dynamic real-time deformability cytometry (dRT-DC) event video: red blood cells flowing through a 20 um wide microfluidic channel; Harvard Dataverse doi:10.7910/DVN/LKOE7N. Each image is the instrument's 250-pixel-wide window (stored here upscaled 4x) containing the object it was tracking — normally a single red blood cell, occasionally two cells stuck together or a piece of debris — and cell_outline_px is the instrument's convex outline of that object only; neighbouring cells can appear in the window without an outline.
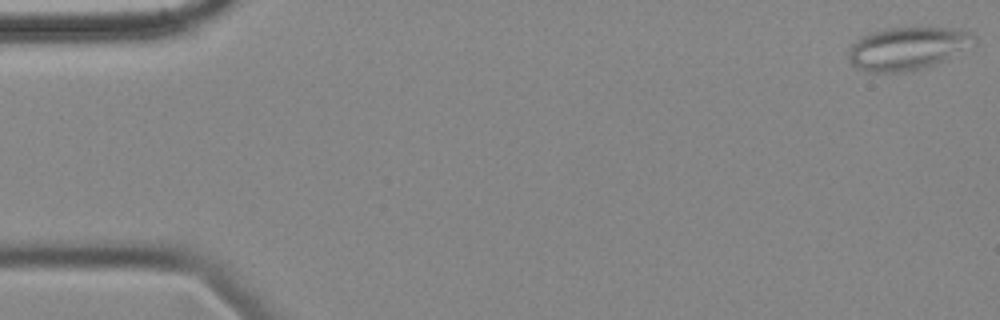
{"species": "common noctule bat (a hibernating species)", "species_latin": "Nyctalus noctula", "temperature_condition": "cold", "stored_images_in_passage": 56, "camera_frame_rate_fps": 3000, "um_per_image_px": 0.085, "animal": {"sex": "female", "body_mass_g": 18.4}, "frame": {"image": 1, "passage_image": 1, "time_ms": 0.0, "image_size_px": [1000, 320], "cell_outline_px": [[976, 44], [932, 64], [920, 68], [900, 72], [868, 72], [856, 68], [848, 60], [848, 52], [852, 44], [860, 36], [872, 32], [888, 28], [960, 28], [976, 36]], "centroid_in_image_um": [77.1, 4.1], "position_along_channel_um": 7.9, "area_um2": 31.04}}
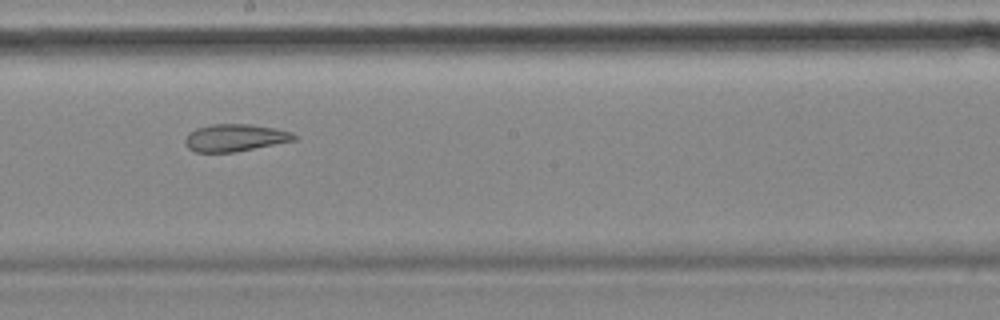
{"frame": {"image": 2, "passage_image": 31, "time_ms": 10.0, "image_size_px": [1000, 320], "cell_outline_px": [[296, 140], [232, 152], [196, 152], [188, 148], [184, 140], [196, 128], [212, 124], [252, 124], [292, 132], [296, 136]], "centroid_in_image_um": [19.98, 11.7], "position_along_channel_um": 228.2, "area_um2": 16.99}}
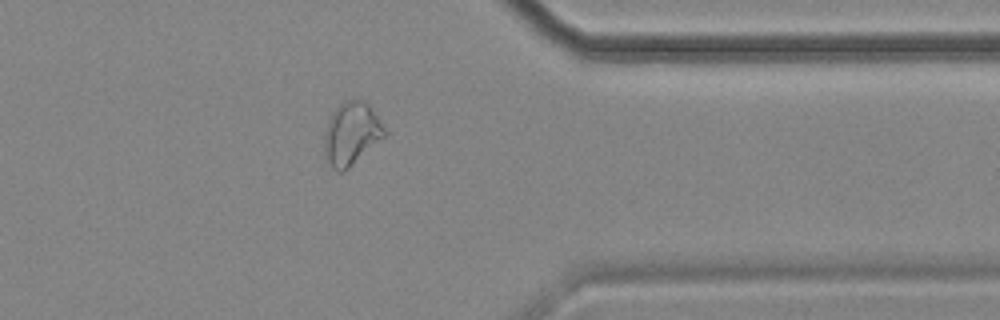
{"frame": {"image": 3, "passage_image": 45, "time_ms": 14.667, "image_size_px": [1000, 320], "cell_outline_px": [[388, 132], [384, 136], [348, 168], [340, 172], [336, 172], [332, 168], [324, 152], [324, 136], [328, 120], [332, 112], [340, 104], [348, 100], [364, 100], [372, 108]], "centroid_in_image_um": [29.86, 11.35], "position_along_channel_um": 381.5, "area_um2": 21.73}, "authors_computed_cell_mechanics": {"area_um2": 22.9466, "velocity_mm_per_s": 3.5224, "shape_relaxation_time_tau1_ms": null, "shape_relaxation_time_tau2_ms": 3.6581, "deformation_change_tau1": null, "deformation_change_tau2": 0.1158}}